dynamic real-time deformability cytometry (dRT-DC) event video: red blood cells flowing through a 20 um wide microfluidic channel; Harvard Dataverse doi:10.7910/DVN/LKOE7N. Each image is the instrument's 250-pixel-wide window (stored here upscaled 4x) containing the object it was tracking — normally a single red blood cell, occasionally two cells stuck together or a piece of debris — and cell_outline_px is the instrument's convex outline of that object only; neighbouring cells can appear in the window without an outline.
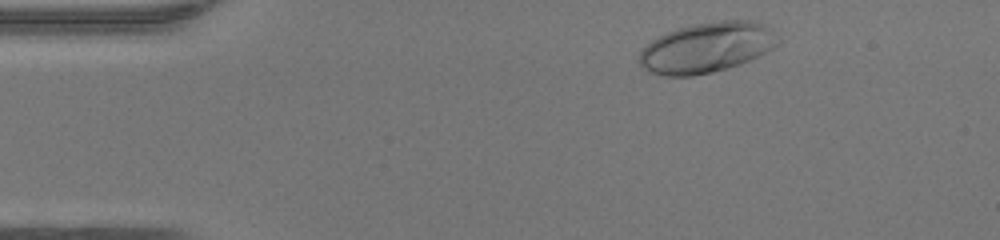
{"species": "human", "species_latin": "Homo sapiens", "temperature_condition": "warm", "stored_images_in_passage": 37, "camera_frame_rate_fps": 3000, "um_per_image_px": 0.085, "donor": {"sex": "female"}, "frame": {"image": 1, "passage_image": 2, "time_ms": 0.333, "image_size_px": [1000, 240], "cell_outline_px": [[780, 44], [740, 64], [728, 68], [712, 72], [692, 76], [664, 76], [648, 72], [636, 60], [640, 52], [652, 40], [668, 32], [692, 24], [720, 20], [752, 20], [764, 24], [780, 36]], "centroid_in_image_um": [60.08, 4.04], "position_along_channel_um": 24.9, "area_um2": 40.69}}
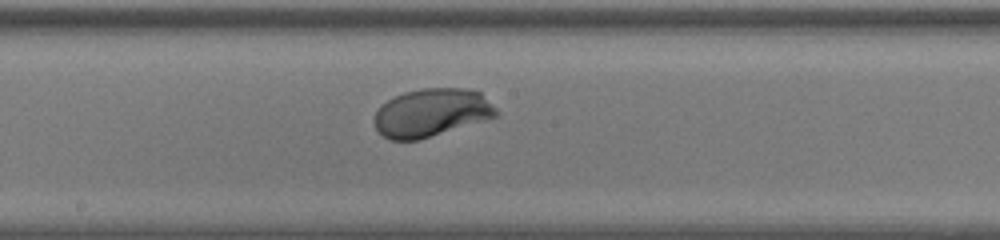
{"frame": {"image": 2, "passage_image": 20, "time_ms": 6.333, "image_size_px": [1000, 240], "cell_outline_px": [[500, 112], [496, 116], [484, 120], [420, 140], [388, 140], [376, 128], [372, 120], [380, 104], [404, 92], [424, 88], [468, 88], [480, 92]], "centroid_in_image_um": [36.65, 9.58], "position_along_channel_um": 211.5, "area_um2": 34.22}}
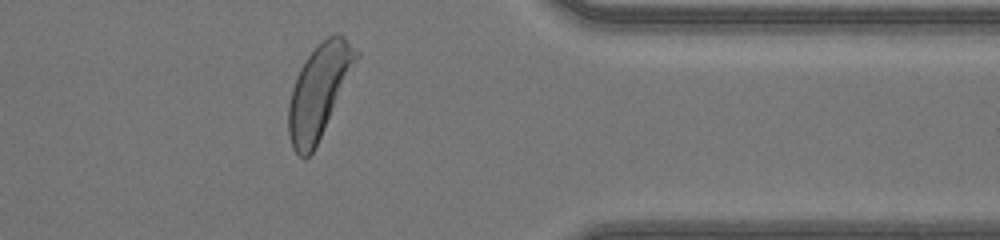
{"frame": {"image": 3, "passage_image": 33, "time_ms": 10.667, "image_size_px": [1000, 240], "cell_outline_px": [[360, 56], [312, 152], [304, 160], [292, 148], [288, 132], [288, 104], [292, 88], [300, 68], [308, 56], [328, 36], [336, 32], [344, 36], [360, 52]], "centroid_in_image_um": [27.11, 7.72], "position_along_channel_um": 384.3, "area_um2": 35.95}, "authors_computed_cell_mechanics": {"area_um2": 34.9112, "velocity_mm_per_s": 4.3526, "shape_relaxation_time_tau1_ms": 1.6626, "shape_relaxation_time_tau2_ms": null, "deformation_change_tau1": 0.1556, "deformation_change_tau2": null}}